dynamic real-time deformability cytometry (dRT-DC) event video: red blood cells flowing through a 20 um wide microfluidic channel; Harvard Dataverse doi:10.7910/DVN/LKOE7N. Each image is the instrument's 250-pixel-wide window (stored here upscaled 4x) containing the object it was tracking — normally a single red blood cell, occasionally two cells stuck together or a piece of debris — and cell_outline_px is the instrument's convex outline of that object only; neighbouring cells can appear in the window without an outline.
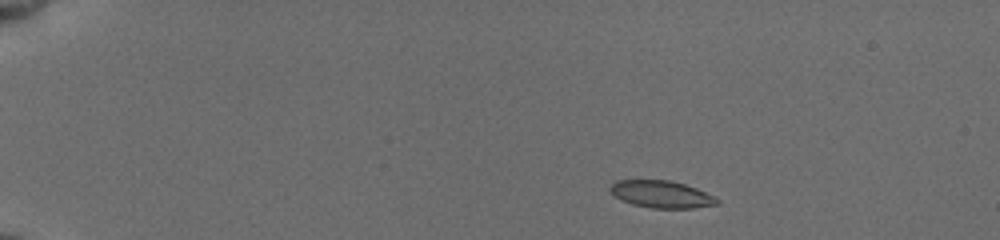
{"species": "common noctule bat (a hibernating species)", "species_latin": "Nyctalus noctula", "temperature_condition": "cold", "stored_images_in_passage": 6, "camera_frame_rate_fps": 3000, "um_per_image_px": 0.085, "animal": {"sex": "female", "body_mass_g": 19.5, "forearm_length_mm": 54.1}, "frame": {"image": 1, "passage_image": 2, "time_ms": 0.667, "image_size_px": [1000, 240], "cell_outline_px": [[720, 204], [692, 208], [652, 208], [632, 204], [616, 196], [608, 188], [616, 180], [668, 180], [684, 184], [696, 188], [720, 200]], "centroid_in_image_um": [56.23, 16.51], "position_along_channel_um": 28.8, "area_um2": 16.7}}
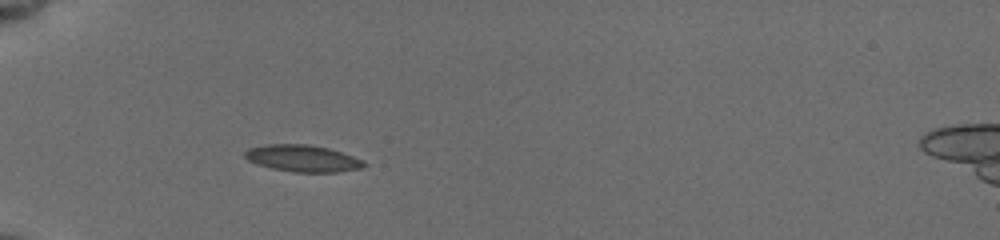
{"frame": {"image": 2, "passage_image": 5, "time_ms": 3.667, "image_size_px": [1000, 240], "cell_outline_px": [[368, 164], [360, 168], [336, 172], [296, 172], [272, 168], [256, 164], [248, 160], [244, 156], [244, 152], [248, 148], [268, 144], [308, 144], [328, 148], [364, 160]], "centroid_in_image_um": [25.71, 13.46], "position_along_channel_um": 59.3, "area_um2": 18.5}}